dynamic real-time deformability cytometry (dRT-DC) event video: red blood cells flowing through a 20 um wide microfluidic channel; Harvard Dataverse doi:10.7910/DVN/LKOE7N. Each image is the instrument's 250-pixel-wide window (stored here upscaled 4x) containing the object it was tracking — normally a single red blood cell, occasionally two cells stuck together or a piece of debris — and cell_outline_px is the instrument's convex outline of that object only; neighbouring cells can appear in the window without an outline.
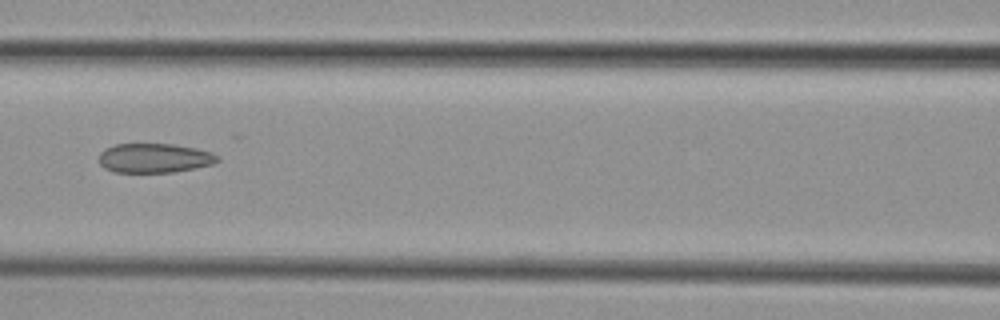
{"species": "common noctule bat (a hibernating species)", "species_latin": "Nyctalus noctula", "temperature_condition": "cold", "stored_images_in_passage": 9, "camera_frame_rate_fps": 3000, "um_per_image_px": 0.085, "animal": {"sex": "female", "body_mass_g": 29.2, "forearm_length_mm": 56.3}, "frame": {"image": 1, "passage_image": 6, "time_ms": 6.0, "image_size_px": [1000, 320], "cell_outline_px": [[220, 160], [212, 164], [196, 168], [172, 172], [112, 172], [104, 168], [100, 164], [100, 152], [104, 148], [116, 144], [172, 144], [196, 148], [212, 152], [220, 156]], "centroid_in_image_um": [13.14, 13.43], "position_along_channel_um": 153.5, "area_um2": 20.4}}
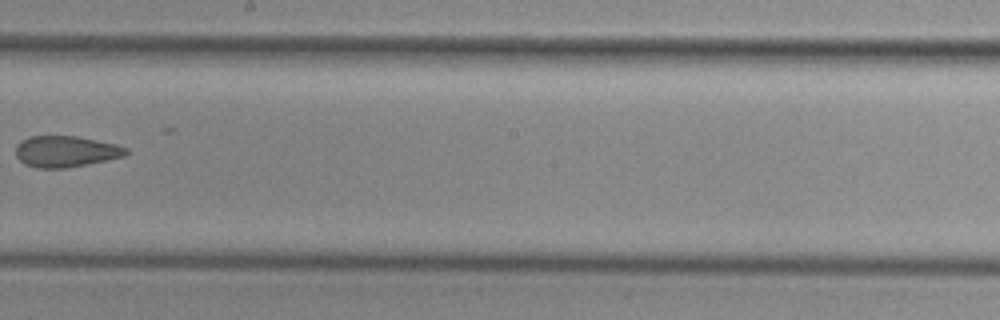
{"frame": {"image": 2, "passage_image": 8, "time_ms": 8.333, "image_size_px": [1000, 320], "cell_outline_px": [[128, 152], [124, 156], [88, 164], [68, 168], [36, 168], [24, 164], [16, 156], [16, 144], [20, 140], [28, 136], [76, 136], [116, 144], [128, 148]], "centroid_in_image_um": [5.56, 12.87], "position_along_channel_um": 242.6, "area_um2": 20.17}}
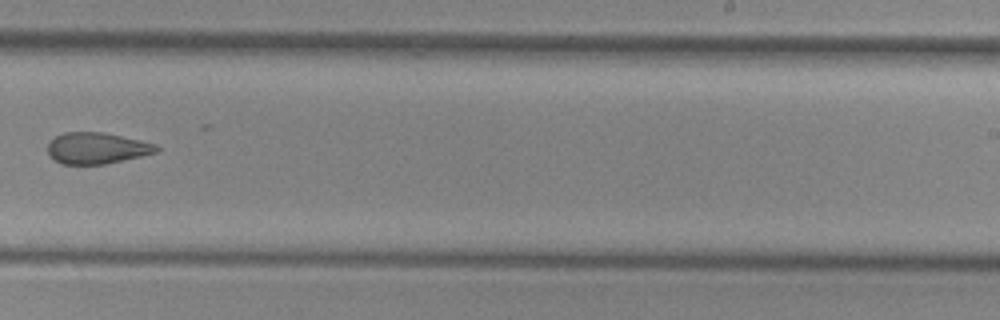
{"frame": {"image": 3, "passage_image": 9, "time_ms": 9.333, "image_size_px": [1000, 320], "cell_outline_px": [[160, 148], [156, 152], [140, 156], [104, 164], [64, 164], [56, 160], [48, 152], [48, 144], [56, 136], [64, 132], [104, 132], [140, 140], [156, 144]], "centroid_in_image_um": [8.24, 12.58], "position_along_channel_um": 280.8, "area_um2": 19.54}}